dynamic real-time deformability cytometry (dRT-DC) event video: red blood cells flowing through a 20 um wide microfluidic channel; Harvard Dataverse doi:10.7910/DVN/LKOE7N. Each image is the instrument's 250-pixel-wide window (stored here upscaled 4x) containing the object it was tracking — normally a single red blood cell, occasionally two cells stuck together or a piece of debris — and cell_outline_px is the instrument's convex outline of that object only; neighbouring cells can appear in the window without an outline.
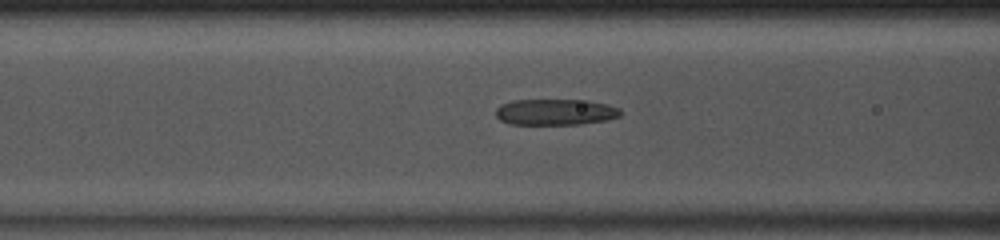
{"species": "common noctule bat (a hibernating species)", "species_latin": "Nyctalus noctula", "temperature_condition": "room temperature", "stored_images_in_passage": 34, "camera_frame_rate_fps": 3000, "um_per_image_px": 0.085, "animal": {"sex": "male", "body_mass_g": 13.0, "forearm_length_mm": 53.1}, "frame": {"image": 1, "passage_image": 9, "time_ms": 2.667, "image_size_px": [1000, 240], "cell_outline_px": [[620, 116], [608, 120], [580, 124], [508, 124], [500, 120], [496, 116], [496, 108], [500, 104], [512, 100], [588, 100], [608, 104], [620, 108]], "centroid_in_image_um": [47.2, 9.52], "position_along_channel_um": 119.4, "area_um2": 19.13}}
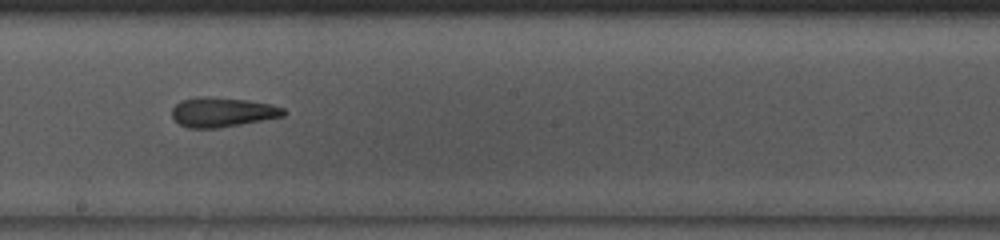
{"frame": {"image": 2, "passage_image": 17, "time_ms": 5.333, "image_size_px": [1000, 240], "cell_outline_px": [[288, 112], [284, 116], [240, 124], [216, 128], [188, 128], [180, 124], [172, 116], [172, 108], [180, 100], [200, 96], [208, 96], [248, 100], [272, 104], [284, 108]], "centroid_in_image_um": [18.91, 9.52], "position_along_channel_um": 229.3, "area_um2": 19.31}}
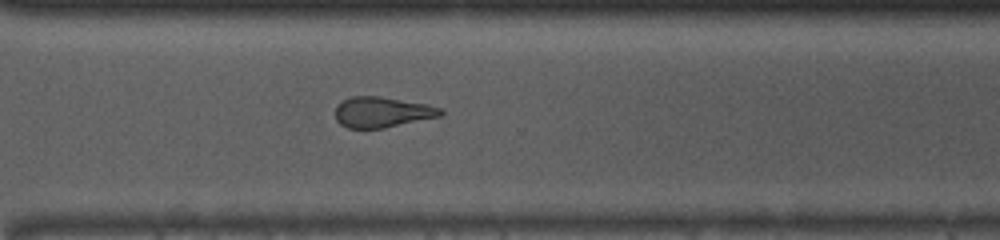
{"frame": {"image": 3, "passage_image": 25, "time_ms": 8.0, "image_size_px": [1000, 240], "cell_outline_px": [[444, 112], [440, 116], [384, 128], [348, 128], [340, 124], [336, 120], [336, 104], [352, 96], [380, 96], [428, 104], [440, 108]], "centroid_in_image_um": [32.47, 9.52], "position_along_channel_um": 338.1, "area_um2": 18.73}, "authors_computed_cell_mechanics": {"area_um2": 19.3341, "velocity_mm_per_s": 4.1031, "shape_relaxation_time_tau1_ms": 6.4933, "shape_relaxation_time_tau2_ms": 1.6522, "deformation_change_tau1": 0.1918, "deformation_change_tau2": 0.1157}}